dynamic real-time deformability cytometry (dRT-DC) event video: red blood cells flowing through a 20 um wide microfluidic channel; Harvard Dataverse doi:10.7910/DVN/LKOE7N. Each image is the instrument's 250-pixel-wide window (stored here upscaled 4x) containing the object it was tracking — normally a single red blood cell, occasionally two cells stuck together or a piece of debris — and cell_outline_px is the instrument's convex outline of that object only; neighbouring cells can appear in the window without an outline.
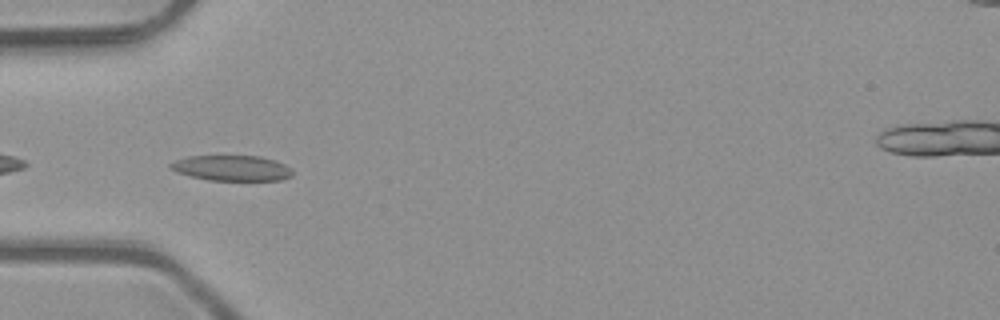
{"species": "common noctule bat (a hibernating species)", "species_latin": "Nyctalus noctula", "temperature_condition": "room temperature", "stored_images_in_passage": 6, "camera_frame_rate_fps": 3000, "um_per_image_px": 0.085, "animal": {"sex": "male", "body_mass_g": 23.1, "forearm_length_mm": 52.7}, "frame": {"image": 1, "passage_image": 5, "time_ms": 1.333, "image_size_px": [1000, 320], "cell_outline_px": [[292, 176], [280, 180], [208, 180], [188, 176], [176, 172], [168, 168], [168, 164], [176, 160], [188, 156], [260, 156], [276, 160], [284, 164], [292, 172]], "centroid_in_image_um": [19.65, 14.28], "position_along_channel_um": 65.4, "area_um2": 18.15}}
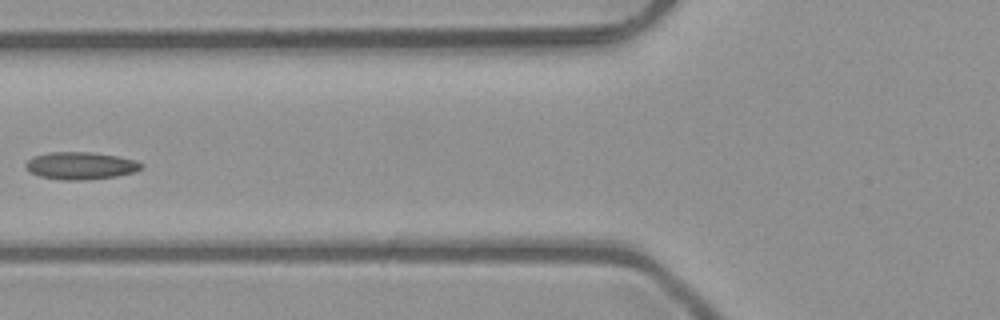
{"frame": {"image": 2, "passage_image": 6, "time_ms": 1.667, "image_size_px": [1000, 320], "cell_outline_px": [[144, 168], [136, 172], [116, 176], [88, 180], [60, 180], [40, 176], [32, 172], [24, 164], [32, 156], [48, 152], [92, 152], [116, 156], [136, 160], [144, 164]], "centroid_in_image_um": [6.9, 14.08], "position_along_channel_um": 118.9, "area_um2": 18.61}}